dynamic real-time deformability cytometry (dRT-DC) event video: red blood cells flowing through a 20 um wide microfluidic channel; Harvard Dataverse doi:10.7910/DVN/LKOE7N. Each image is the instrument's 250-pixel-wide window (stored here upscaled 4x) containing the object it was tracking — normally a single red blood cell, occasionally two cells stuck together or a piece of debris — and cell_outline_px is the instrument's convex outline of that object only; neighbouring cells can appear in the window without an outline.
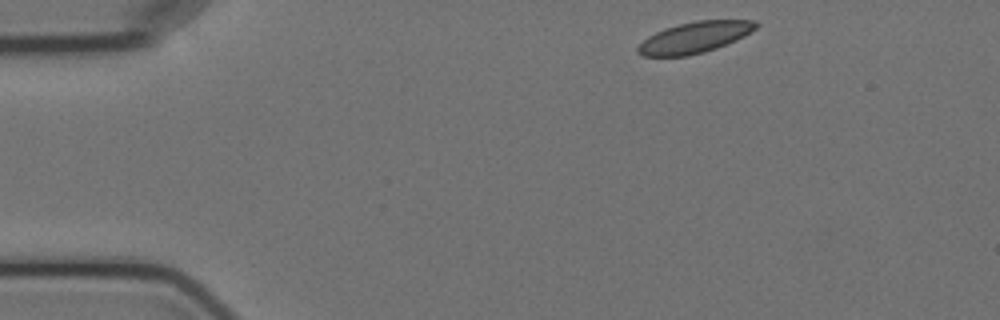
{"species": "Egyptian fruit bat (a non-hibernating species)", "species_latin": "Rousettus aegyptiacus", "temperature_condition": "cold", "stored_images_in_passage": 3, "camera_frame_rate_fps": 3000, "um_per_image_px": 0.085, "animal": {"sex": "female"}, "frame": {"image": 1, "passage_image": 1, "time_ms": 0.0, "image_size_px": [1000, 320], "cell_outline_px": [[760, 24], [756, 28], [744, 36], [736, 40], [716, 48], [704, 52], [688, 56], [644, 56], [636, 52], [636, 48], [648, 36], [664, 28], [696, 20], [756, 20]], "centroid_in_image_um": [59.05, 3.18], "position_along_channel_um": 25.9, "area_um2": 21.39}}